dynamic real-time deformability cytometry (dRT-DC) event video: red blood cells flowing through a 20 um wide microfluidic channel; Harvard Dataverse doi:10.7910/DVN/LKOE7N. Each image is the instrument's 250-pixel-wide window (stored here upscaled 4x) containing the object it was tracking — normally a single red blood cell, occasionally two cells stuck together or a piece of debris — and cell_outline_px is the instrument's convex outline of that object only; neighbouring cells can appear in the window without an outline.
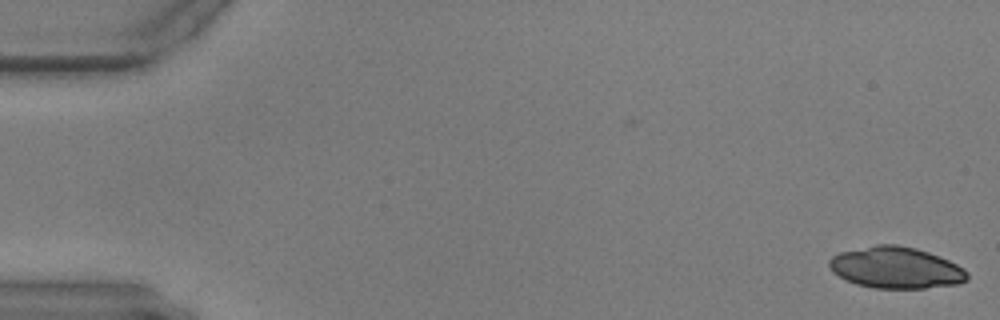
{"species": "common noctule bat (a hibernating species)", "species_latin": "Nyctalus noctula", "temperature_condition": "warm", "stored_images_in_passage": 58, "segment_of_instrument_passage": [1, 2], "camera_frame_rate_fps": 3000, "um_per_image_px": 0.085, "animal": {"sex": "male", "body_mass_g": 17.9, "forearm_length_mm": 54.2}, "frame": {"image": 1, "passage_image": 1, "time_ms": 0.0, "image_size_px": [1000, 320], "cell_outline_px": [[968, 280], [960, 284], [924, 288], [872, 288], [856, 284], [844, 280], [832, 272], [828, 264], [828, 260], [832, 256], [840, 252], [876, 244], [896, 244], [916, 248], [940, 256], [964, 268], [968, 272]], "centroid_in_image_um": [76.15, 22.76], "position_along_channel_um": 8.9, "area_um2": 33.7}}